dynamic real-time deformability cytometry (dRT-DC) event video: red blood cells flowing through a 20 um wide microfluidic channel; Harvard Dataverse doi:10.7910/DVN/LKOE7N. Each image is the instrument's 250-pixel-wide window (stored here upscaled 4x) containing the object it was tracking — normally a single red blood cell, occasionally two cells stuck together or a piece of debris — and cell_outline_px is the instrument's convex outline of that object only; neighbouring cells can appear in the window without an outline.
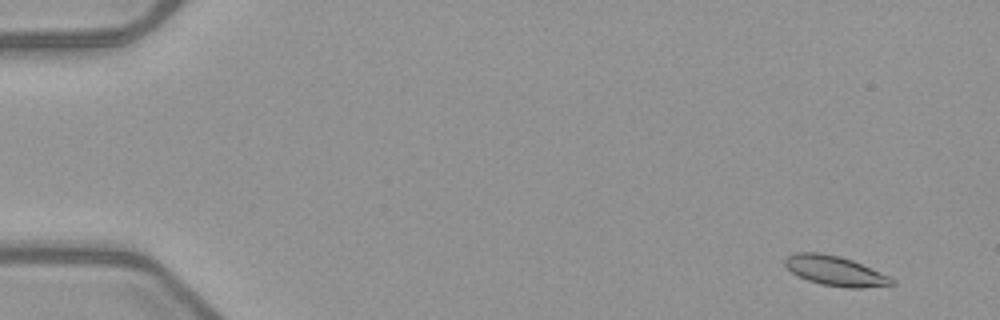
{"species": "common noctule bat (a hibernating species)", "species_latin": "Nyctalus noctula", "temperature_condition": "warm", "stored_images_in_passage": 53, "camera_frame_rate_fps": 3000, "um_per_image_px": 0.085, "animal": {"sex": "female", "body_mass_g": 21.9}, "frame": {"image": 1, "passage_image": 4, "time_ms": 1.0, "image_size_px": [1000, 320], "cell_outline_px": [[896, 284], [860, 288], [848, 288], [820, 284], [808, 280], [792, 272], [784, 264], [784, 260], [788, 256], [796, 252], [820, 252], [840, 256], [852, 260], [888, 276], [896, 280]], "centroid_in_image_um": [70.99, 23.02], "position_along_channel_um": 14.0, "area_um2": 18.38}}
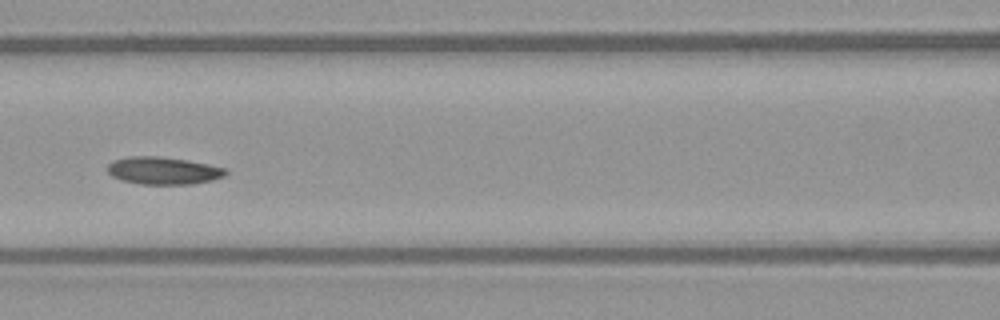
{"frame": {"image": 2, "passage_image": 25, "time_ms": 8.0, "image_size_px": [1000, 320], "cell_outline_px": [[228, 172], [224, 176], [212, 180], [192, 184], [140, 184], [120, 180], [112, 176], [108, 172], [108, 164], [112, 160], [128, 156], [160, 156], [188, 160], [208, 164], [224, 168]], "centroid_in_image_um": [13.85, 14.5], "position_along_channel_um": 152.7, "area_um2": 19.02}}
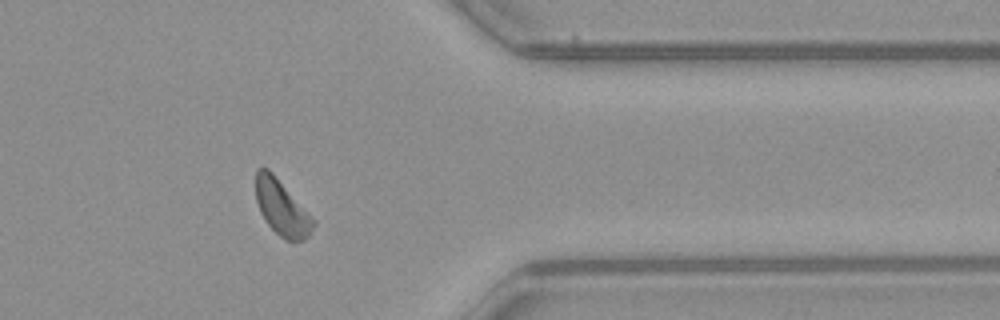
{"frame": {"image": 3, "passage_image": 44, "time_ms": 14.333, "image_size_px": [1000, 320], "cell_outline_px": [[316, 224], [308, 236], [304, 240], [288, 240], [280, 236], [268, 224], [260, 212], [256, 200], [256, 168], [268, 168], [272, 172], [316, 220]], "centroid_in_image_um": [23.96, 17.65], "position_along_channel_um": 387.4, "area_um2": 18.38}, "authors_computed_cell_mechanics": {"area_um2": 18.5538, "velocity_mm_per_s": 3.9373, "shape_relaxation_time_tau1_ms": 3.7395, "shape_relaxation_time_tau2_ms": null, "deformation_change_tau1": 0.0877, "deformation_change_tau2": null}}